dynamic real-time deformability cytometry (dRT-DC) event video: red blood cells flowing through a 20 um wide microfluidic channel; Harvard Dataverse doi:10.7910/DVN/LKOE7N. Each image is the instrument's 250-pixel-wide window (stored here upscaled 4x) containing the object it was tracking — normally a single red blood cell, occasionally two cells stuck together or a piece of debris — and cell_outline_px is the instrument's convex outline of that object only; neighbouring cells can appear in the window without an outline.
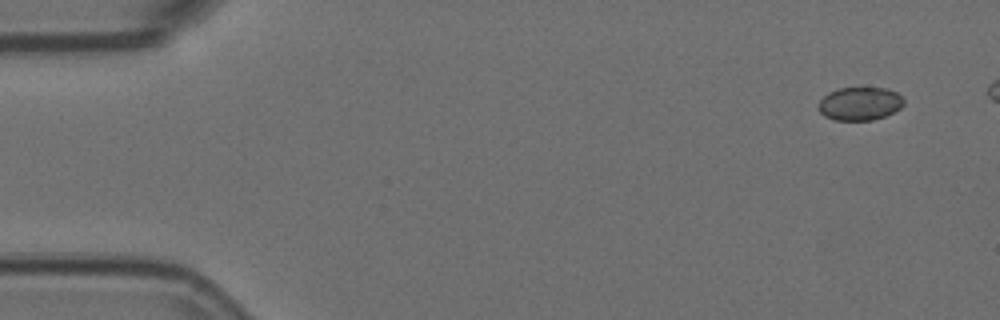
{"species": "Egyptian fruit bat (a non-hibernating species)", "species_latin": "Rousettus aegyptiacus", "temperature_condition": "room temperature", "stored_images_in_passage": 5, "segment_of_instrument_passage": [2, 2], "camera_frame_rate_fps": 3000, "um_per_image_px": 0.085, "animal": {"sex": "female"}, "frame": {"image": 1, "passage_image": 5, "time_ms": 1.333, "image_size_px": [1000, 320], "cell_outline_px": [[904, 104], [900, 108], [884, 116], [872, 120], [836, 120], [824, 116], [816, 108], [816, 104], [828, 92], [840, 88], [888, 88], [896, 92], [904, 100]], "centroid_in_image_um": [73.04, 8.81], "position_along_channel_um": 12.0, "area_um2": 16.59}}